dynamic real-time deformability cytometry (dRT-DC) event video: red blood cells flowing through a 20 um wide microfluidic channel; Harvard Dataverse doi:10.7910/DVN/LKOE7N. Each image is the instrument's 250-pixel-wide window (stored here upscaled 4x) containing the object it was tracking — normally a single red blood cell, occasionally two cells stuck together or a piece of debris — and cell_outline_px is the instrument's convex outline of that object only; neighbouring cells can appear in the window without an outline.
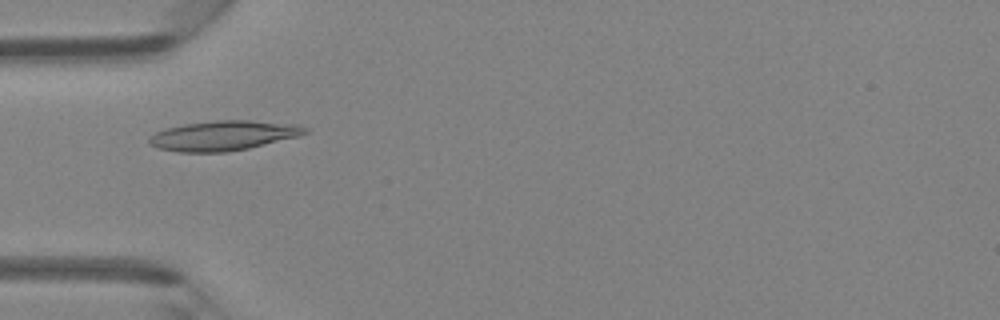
{"species": "Egyptian fruit bat (a non-hibernating species)", "species_latin": "Rousettus aegyptiacus", "temperature_condition": "room temperature", "stored_images_in_passage": 40, "camera_frame_rate_fps": 3000, "um_per_image_px": 0.085, "animal": {"sex": "female"}, "frame": {"image": 1, "passage_image": 9, "time_ms": 2.667, "image_size_px": [1000, 320], "cell_outline_px": [[312, 128], [308, 132], [296, 136], [248, 148], [224, 152], [180, 152], [160, 148], [148, 144], [148, 136], [164, 128], [184, 124], [216, 120], [248, 120], [300, 124]], "centroid_in_image_um": [18.98, 11.51], "position_along_channel_um": 66.0, "area_um2": 27.11}}
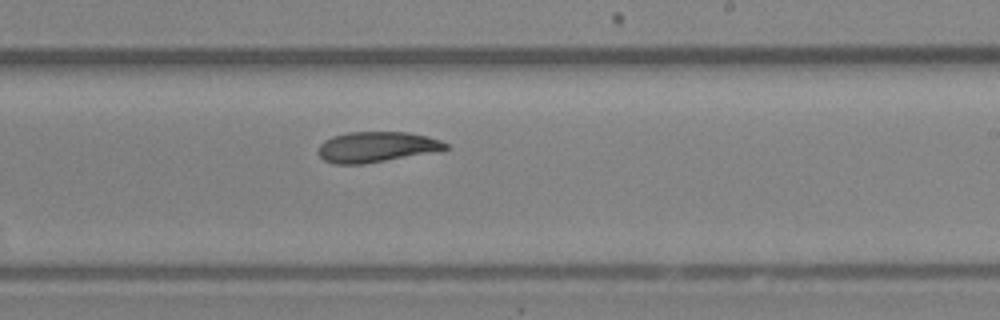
{"frame": {"image": 2, "passage_image": 22, "time_ms": 7.0, "image_size_px": [1000, 320], "cell_outline_px": [[448, 148], [364, 164], [336, 164], [324, 160], [316, 152], [320, 144], [324, 140], [332, 136], [348, 132], [408, 132], [428, 136], [440, 140], [448, 144]], "centroid_in_image_um": [31.92, 12.47], "position_along_channel_um": 257.1, "area_um2": 22.31}}
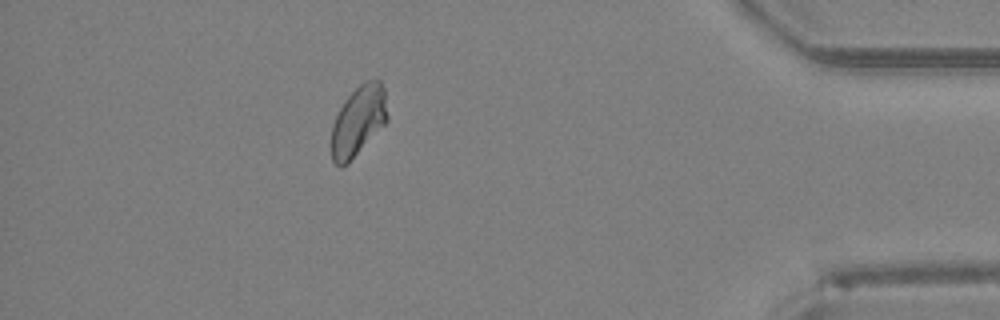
{"frame": {"image": 3, "passage_image": 35, "time_ms": 11.333, "image_size_px": [1000, 320], "cell_outline_px": [[388, 120], [348, 164], [340, 168], [332, 160], [332, 124], [344, 100], [364, 80], [380, 80], [384, 88], [388, 116]], "centroid_in_image_um": [30.46, 10.28], "position_along_channel_um": 404.7, "area_um2": 22.77}}